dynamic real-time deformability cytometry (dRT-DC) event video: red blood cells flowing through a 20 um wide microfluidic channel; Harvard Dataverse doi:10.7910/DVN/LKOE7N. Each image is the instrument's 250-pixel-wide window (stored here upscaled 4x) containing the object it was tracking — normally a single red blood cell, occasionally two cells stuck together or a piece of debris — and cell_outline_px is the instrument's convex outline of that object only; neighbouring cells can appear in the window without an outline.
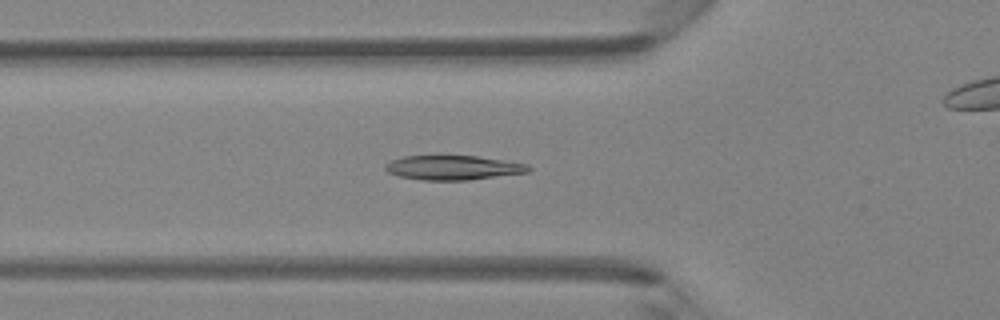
{"species": "Egyptian fruit bat (a non-hibernating species)", "species_latin": "Rousettus aegyptiacus", "temperature_condition": "room temperature", "stored_images_in_passage": 39, "camera_frame_rate_fps": 3000, "um_per_image_px": 0.085, "animal": {"sex": "female"}, "frame": {"image": 1, "passage_image": 8, "time_ms": 2.333, "image_size_px": [1000, 320], "cell_outline_px": [[532, 168], [528, 172], [468, 180], [424, 180], [400, 176], [388, 172], [384, 168], [384, 164], [392, 160], [404, 156], [476, 156], [528, 164]], "centroid_in_image_um": [38.51, 14.25], "position_along_channel_um": 87.3, "area_um2": 20.17}}
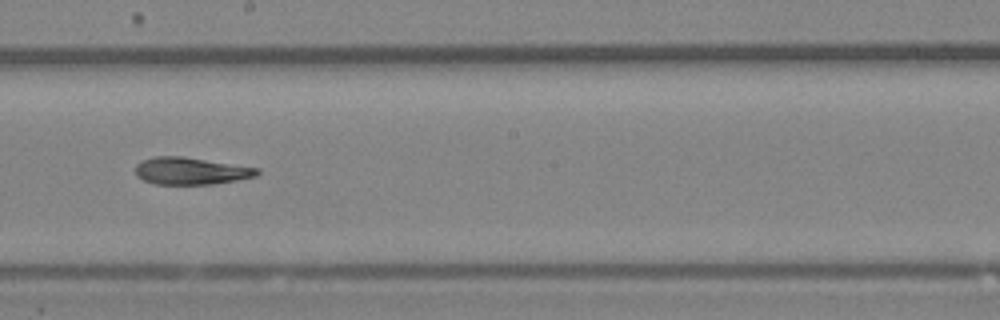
{"frame": {"image": 2, "passage_image": 18, "time_ms": 5.667, "image_size_px": [1000, 320], "cell_outline_px": [[260, 172], [256, 176], [236, 180], [212, 184], [156, 184], [144, 180], [136, 176], [136, 164], [140, 160], [152, 156], [184, 156], [260, 168]], "centroid_in_image_um": [16.21, 14.51], "position_along_channel_um": 232.0, "area_um2": 19.42}}
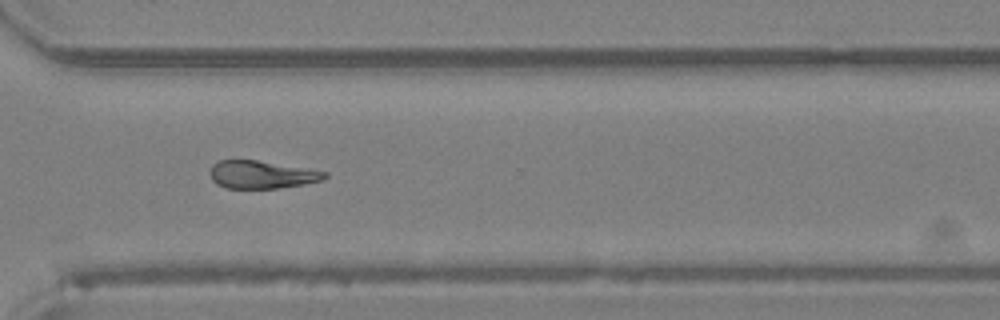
{"frame": {"image": 3, "passage_image": 26, "time_ms": 8.333, "image_size_px": [1000, 320], "cell_outline_px": [[328, 176], [324, 180], [304, 184], [280, 188], [224, 188], [216, 184], [212, 180], [208, 172], [212, 164], [220, 160], [256, 160], [328, 172]], "centroid_in_image_um": [22.21, 14.85], "position_along_channel_um": 348.4, "area_um2": 18.67}, "authors_computed_cell_mechanics": {"area_um2": 19.8254, "velocity_mm_per_s": 4.3461, "shape_relaxation_time_tau1_ms": 3.7486, "shape_relaxation_time_tau2_ms": 6.6319, "deformation_change_tau1": 0.1438, "deformation_change_tau2": 0.1714}}